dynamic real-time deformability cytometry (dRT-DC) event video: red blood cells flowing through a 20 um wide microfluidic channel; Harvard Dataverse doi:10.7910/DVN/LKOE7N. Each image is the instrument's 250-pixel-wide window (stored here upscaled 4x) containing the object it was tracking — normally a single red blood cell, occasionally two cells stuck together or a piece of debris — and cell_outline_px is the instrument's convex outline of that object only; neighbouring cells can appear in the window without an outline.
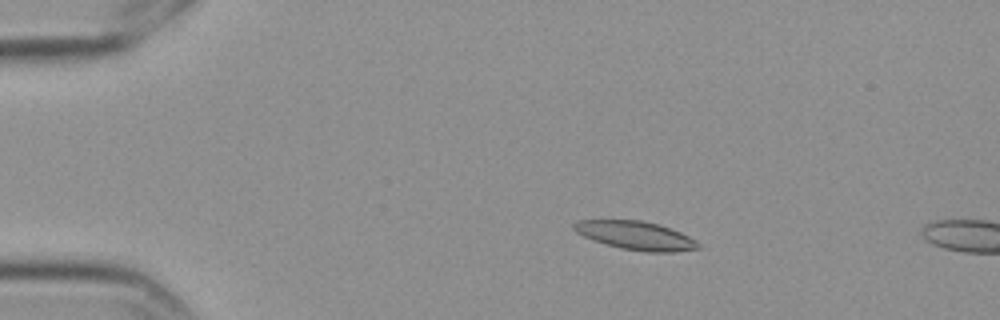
{"species": "Egyptian fruit bat (a non-hibernating species)", "species_latin": "Rousettus aegyptiacus", "temperature_condition": "cold", "stored_images_in_passage": 17, "segment_of_instrument_passage": [1, 2], "camera_frame_rate_fps": 3000, "um_per_image_px": 0.085, "frame": {"image": 1, "passage_image": 4, "time_ms": 1.0, "image_size_px": [1000, 320], "cell_outline_px": [[704, 248], [672, 252], [644, 252], [620, 248], [584, 236], [576, 232], [572, 228], [572, 224], [576, 220], [640, 220], [656, 224], [680, 232], [696, 240]], "centroid_in_image_um": [54.06, 20.02], "position_along_channel_um": 30.9, "area_um2": 20.52}}
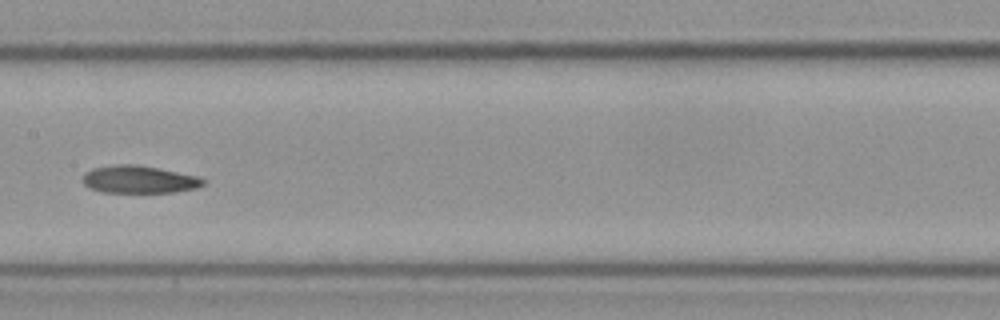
{"frame": {"image": 2, "passage_image": 9, "time_ms": 2.667, "image_size_px": [1000, 320], "cell_outline_px": [[208, 180], [204, 184], [196, 188], [176, 192], [100, 192], [88, 188], [84, 184], [84, 172], [92, 168], [116, 164], [136, 164], [160, 168], [196, 176]], "centroid_in_image_um": [11.82, 15.25], "position_along_channel_um": 195.6, "area_um2": 19.48}}
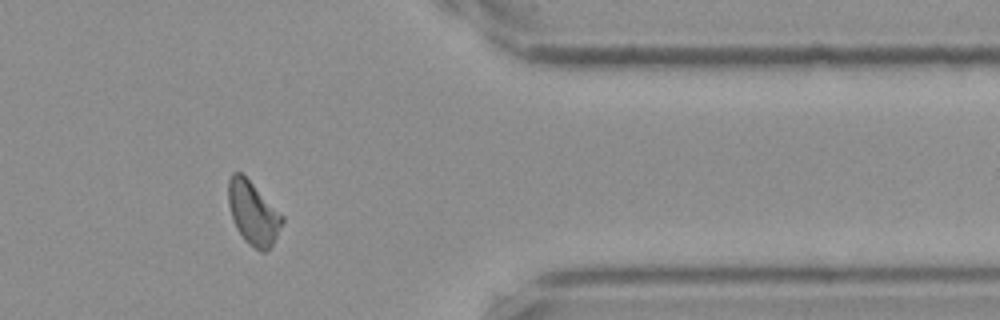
{"frame": {"image": 3, "passage_image": 14, "time_ms": 4.333, "image_size_px": [1000, 320], "cell_outline_px": [[284, 220], [272, 244], [264, 252], [260, 252], [248, 244], [244, 240], [236, 228], [228, 204], [228, 180], [232, 172], [240, 172], [284, 216]], "centroid_in_image_um": [21.49, 18.12], "position_along_channel_um": 389.9, "area_um2": 19.54}}